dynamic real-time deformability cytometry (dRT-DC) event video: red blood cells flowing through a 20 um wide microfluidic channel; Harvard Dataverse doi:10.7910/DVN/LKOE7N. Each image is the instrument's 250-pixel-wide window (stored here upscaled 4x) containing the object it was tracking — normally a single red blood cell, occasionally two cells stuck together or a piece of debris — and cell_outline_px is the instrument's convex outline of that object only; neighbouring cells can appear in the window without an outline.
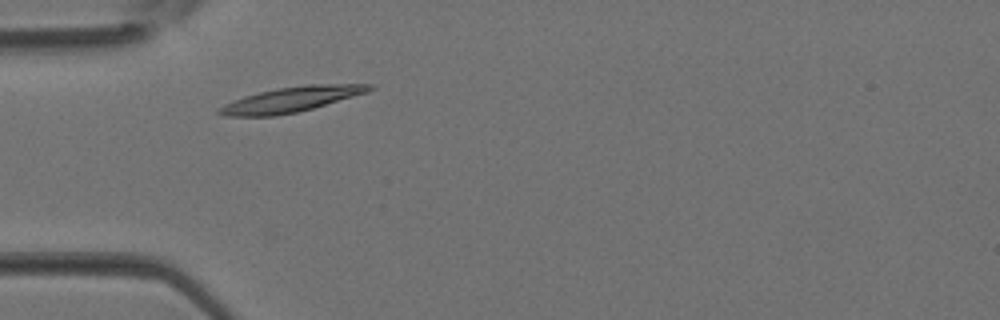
{"species": "Egyptian fruit bat (a non-hibernating species)", "species_latin": "Rousettus aegyptiacus", "temperature_condition": "room temperature", "stored_images_in_passage": 3, "camera_frame_rate_fps": 3000, "um_per_image_px": 0.085, "animal": {"sex": "female"}, "frame": {"image": 1, "passage_image": 2, "time_ms": 0.333, "image_size_px": [1000, 320], "cell_outline_px": [[376, 88], [368, 92], [312, 108], [296, 112], [276, 116], [224, 116], [216, 112], [224, 104], [232, 100], [244, 96], [276, 88], [308, 84], [372, 84]], "centroid_in_image_um": [24.75, 8.45], "position_along_channel_um": 60.3, "area_um2": 21.91}}
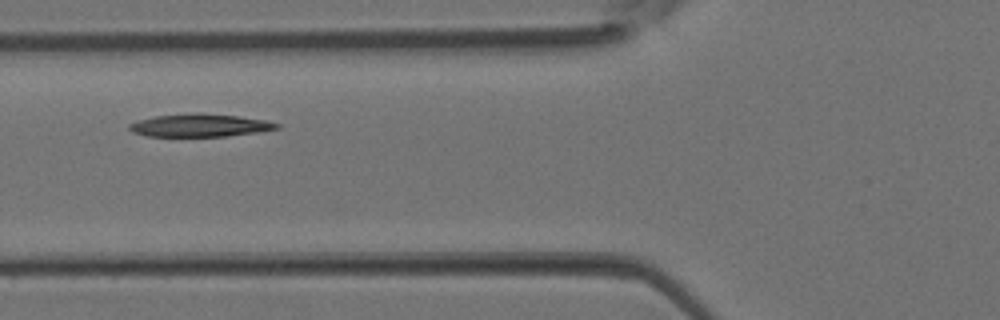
{"frame": {"image": 2, "passage_image": 3, "time_ms": 0.667, "image_size_px": [1000, 320], "cell_outline_px": [[280, 128], [256, 132], [224, 136], [144, 136], [132, 132], [128, 128], [128, 124], [136, 120], [156, 116], [236, 116], [264, 120], [280, 124]], "centroid_in_image_um": [16.93, 10.71], "position_along_channel_um": 108.9, "area_um2": 18.38}}